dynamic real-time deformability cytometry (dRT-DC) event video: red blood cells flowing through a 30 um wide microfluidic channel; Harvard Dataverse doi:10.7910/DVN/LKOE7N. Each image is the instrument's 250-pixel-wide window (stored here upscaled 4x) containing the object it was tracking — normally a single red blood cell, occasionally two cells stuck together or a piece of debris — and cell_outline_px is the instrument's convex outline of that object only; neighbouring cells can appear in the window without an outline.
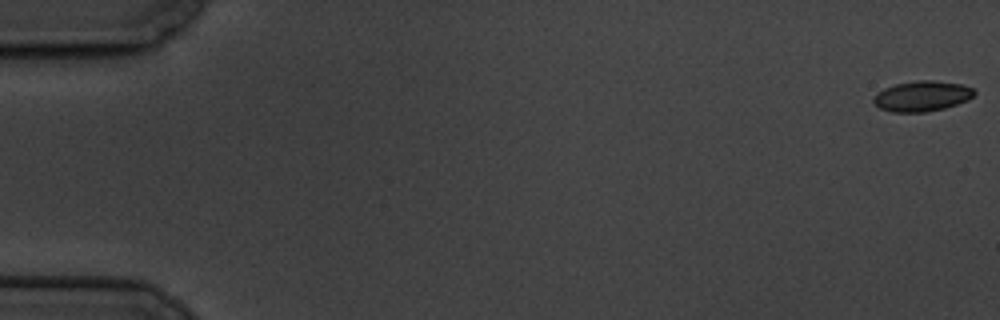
{"species": "common noctule bat (a hibernating species)", "species_latin": "Nyctalus noctula", "temperature_condition": "cold", "stored_images_in_passage": 7, "camera_frame_rate_fps": 3000, "um_per_image_px": 0.085, "animal": {"sex": "male", "body_mass_g": 19.5, "forearm_length_mm": 54.6}, "frame": {"image": 1, "passage_image": 1, "time_ms": 0.0, "image_size_px": [1000, 320], "cell_outline_px": [[976, 92], [968, 100], [944, 108], [924, 112], [892, 112], [880, 108], [872, 100], [876, 92], [884, 88], [896, 84], [916, 80], [932, 80], [960, 84], [972, 88]], "centroid_in_image_um": [78.34, 8.17], "position_along_channel_um": 6.7, "area_um2": 17.74}}